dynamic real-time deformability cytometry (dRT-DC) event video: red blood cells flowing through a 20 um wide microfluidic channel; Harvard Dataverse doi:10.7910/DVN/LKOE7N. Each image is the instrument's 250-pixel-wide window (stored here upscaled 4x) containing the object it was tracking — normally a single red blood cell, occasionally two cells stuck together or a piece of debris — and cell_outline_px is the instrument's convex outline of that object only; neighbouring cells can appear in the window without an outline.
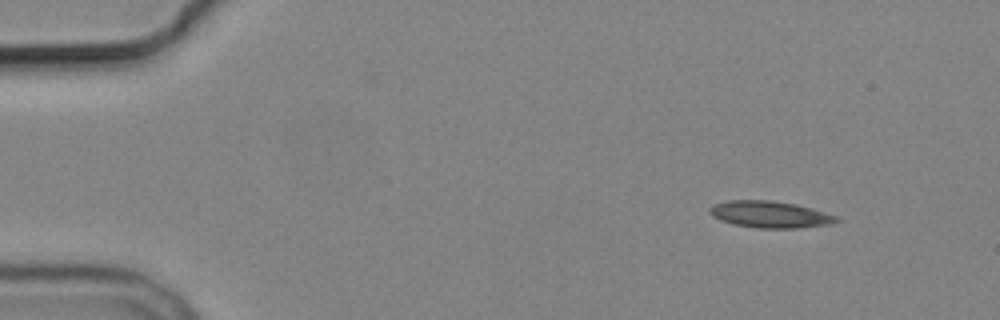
{"species": "common noctule bat (a hibernating species)", "species_latin": "Nyctalus noctula", "temperature_condition": "cold", "stored_images_in_passage": 4, "camera_frame_rate_fps": 3000, "um_per_image_px": 0.085, "animal": {"sex": "male", "body_mass_g": 19.2, "forearm_length_mm": 51.8}, "frame": {"image": 1, "passage_image": 1, "time_ms": 0.0, "image_size_px": [1000, 320], "cell_outline_px": [[840, 220], [832, 224], [796, 228], [756, 228], [736, 224], [720, 220], [712, 216], [708, 212], [708, 208], [712, 204], [728, 200], [772, 200], [796, 204], [812, 208], [836, 216]], "centroid_in_image_um": [65.42, 18.22], "position_along_channel_um": 19.6, "area_um2": 19.83}}
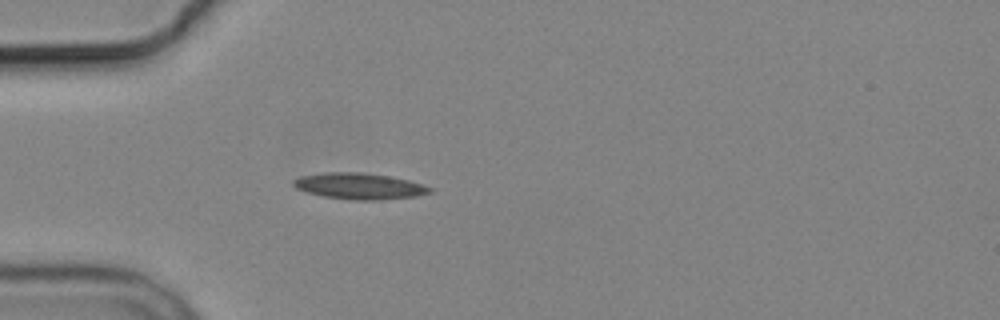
{"frame": {"image": 2, "passage_image": 4, "time_ms": 3.333, "image_size_px": [1000, 320], "cell_outline_px": [[432, 192], [416, 196], [380, 200], [356, 200], [324, 196], [308, 192], [296, 188], [292, 184], [292, 180], [300, 176], [324, 172], [360, 172], [388, 176], [408, 180], [432, 188]], "centroid_in_image_um": [30.52, 15.81], "position_along_channel_um": 54.5, "area_um2": 20.63}}